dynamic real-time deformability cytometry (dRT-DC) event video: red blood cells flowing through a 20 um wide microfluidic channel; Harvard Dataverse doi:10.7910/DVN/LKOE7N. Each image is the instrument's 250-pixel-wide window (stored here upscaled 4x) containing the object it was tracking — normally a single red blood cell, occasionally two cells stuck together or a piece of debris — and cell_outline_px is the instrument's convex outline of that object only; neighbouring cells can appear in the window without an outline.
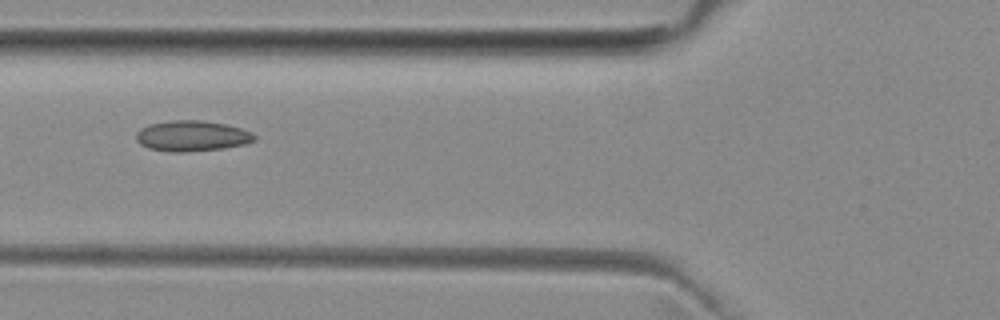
{"species": "common noctule bat (a hibernating species)", "species_latin": "Nyctalus noctula", "temperature_condition": "room temperature", "stored_images_in_passage": 6, "camera_frame_rate_fps": 3000, "um_per_image_px": 0.085, "animal": {"sex": "female", "body_mass_g": 29.2, "forearm_length_mm": 56.3}, "frame": {"image": 1, "passage_image": 6, "time_ms": 5.667, "image_size_px": [1000, 320], "cell_outline_px": [[256, 140], [244, 144], [224, 148], [184, 152], [168, 152], [148, 148], [140, 144], [136, 140], [136, 132], [140, 128], [148, 124], [172, 120], [204, 120], [224, 124], [240, 128], [252, 132], [256, 136]], "centroid_in_image_um": [16.29, 11.55], "position_along_channel_um": 109.5, "area_um2": 21.27}}